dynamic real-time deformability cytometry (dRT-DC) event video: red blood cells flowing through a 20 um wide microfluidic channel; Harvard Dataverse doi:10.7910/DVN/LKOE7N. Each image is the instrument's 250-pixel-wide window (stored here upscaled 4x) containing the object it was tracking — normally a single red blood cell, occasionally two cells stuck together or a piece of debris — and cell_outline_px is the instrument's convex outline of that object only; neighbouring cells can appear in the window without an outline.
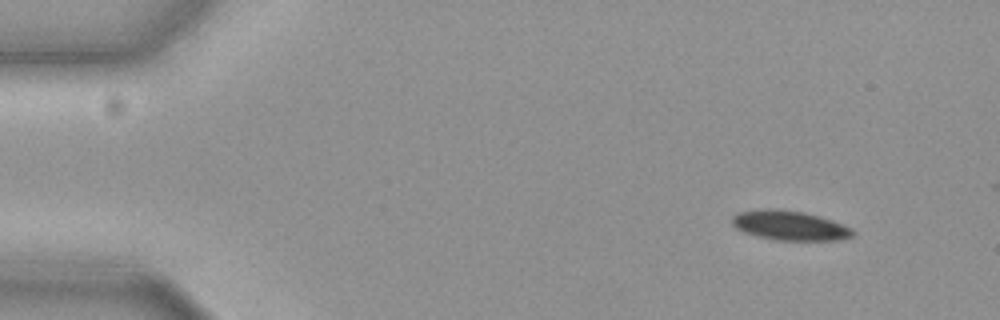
{"species": "common noctule bat (a hibernating species)", "species_latin": "Nyctalus noctula", "temperature_condition": "cold", "stored_images_in_passage": 11, "camera_frame_rate_fps": 3000, "um_per_image_px": 0.085, "animal": {"sex": "female", "body_mass_g": 19.3, "forearm_length_mm": 54.1}, "frame": {"image": 1, "passage_image": 1, "time_ms": 0.0, "image_size_px": [1000, 320], "cell_outline_px": [[856, 232], [852, 236], [836, 240], [776, 240], [756, 236], [744, 232], [736, 228], [732, 224], [732, 216], [736, 212], [764, 208], [780, 208], [804, 212], [820, 216], [832, 220], [852, 228]], "centroid_in_image_um": [67.1, 19.15], "position_along_channel_um": 17.9, "area_um2": 21.04}}